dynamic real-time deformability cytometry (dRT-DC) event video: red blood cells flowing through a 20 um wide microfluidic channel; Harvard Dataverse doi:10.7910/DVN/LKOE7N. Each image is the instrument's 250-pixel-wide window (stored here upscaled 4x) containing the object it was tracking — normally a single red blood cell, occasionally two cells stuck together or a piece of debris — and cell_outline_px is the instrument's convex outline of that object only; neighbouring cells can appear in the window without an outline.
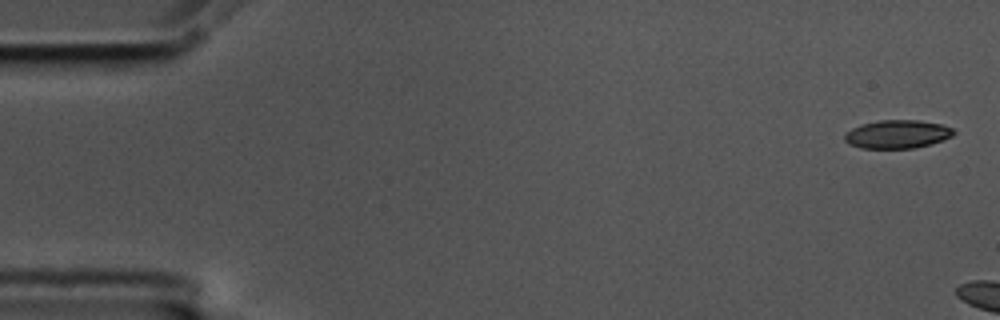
{"species": "common noctule bat (a hibernating species)", "species_latin": "Nyctalus noctula", "temperature_condition": "cold", "stored_images_in_passage": 5, "camera_frame_rate_fps": 3000, "um_per_image_px": 0.085, "animal": {"sex": "male", "body_mass_g": 17.5, "forearm_length_mm": 52.3}, "frame": {"image": 1, "passage_image": 1, "time_ms": 0.0, "image_size_px": [1000, 320], "cell_outline_px": [[956, 132], [952, 136], [944, 140], [916, 148], [860, 148], [848, 144], [844, 140], [844, 132], [860, 124], [880, 120], [920, 120], [940, 124], [952, 128]], "centroid_in_image_um": [76.25, 11.41], "position_along_channel_um": 8.8, "area_um2": 18.21}}